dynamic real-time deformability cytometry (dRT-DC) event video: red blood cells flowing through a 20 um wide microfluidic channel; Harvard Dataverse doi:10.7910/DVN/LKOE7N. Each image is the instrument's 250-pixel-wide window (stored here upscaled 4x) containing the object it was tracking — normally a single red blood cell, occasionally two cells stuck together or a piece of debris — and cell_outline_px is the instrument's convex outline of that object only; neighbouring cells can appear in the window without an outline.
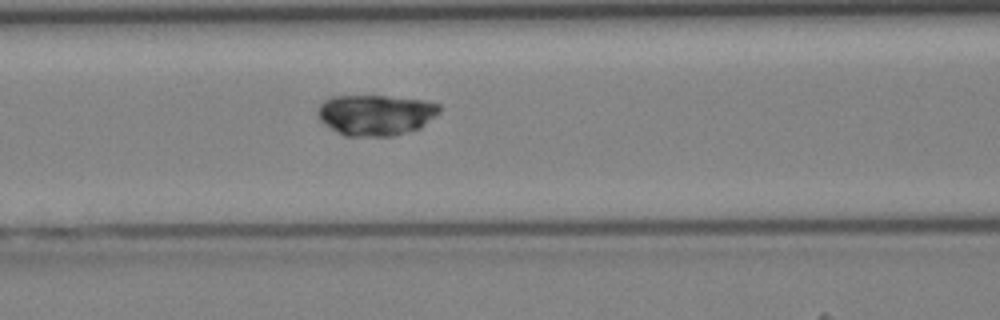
{"species": "Egyptian fruit bat (a non-hibernating species)", "species_latin": "Rousettus aegyptiacus", "temperature_condition": "cold", "stored_images_in_passage": 22, "camera_frame_rate_fps": 3000, "um_per_image_px": 0.085, "animal": {"sex": "female"}, "frame": {"image": 1, "passage_image": 18, "time_ms": 5.667, "image_size_px": [1000, 320], "cell_outline_px": [[440, 112], [420, 128], [392, 136], [344, 136], [336, 132], [324, 124], [320, 120], [316, 112], [320, 104], [324, 100], [332, 96], [384, 96], [428, 100], [440, 104]], "centroid_in_image_um": [31.93, 9.76], "position_along_channel_um": 134.7, "area_um2": 29.13}}
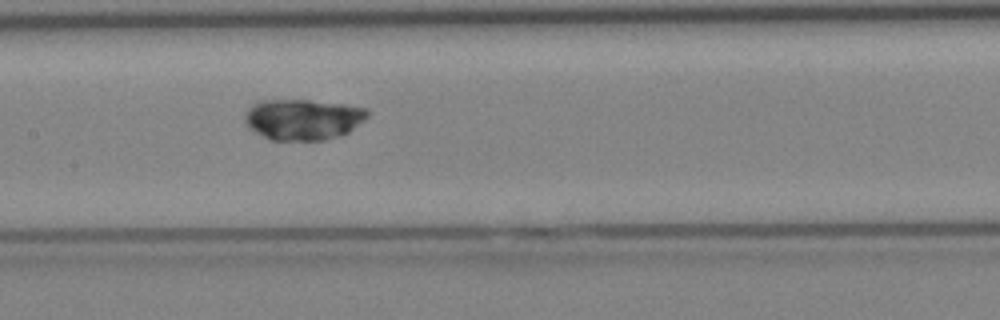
{"frame": {"image": 2, "passage_image": 21, "time_ms": 6.667, "image_size_px": [1000, 320], "cell_outline_px": [[368, 116], [364, 120], [348, 132], [340, 136], [324, 140], [268, 140], [256, 132], [248, 124], [248, 108], [252, 104], [260, 100], [308, 100], [344, 104], [368, 108]], "centroid_in_image_um": [25.81, 10.14], "position_along_channel_um": 181.6, "area_um2": 28.96}}